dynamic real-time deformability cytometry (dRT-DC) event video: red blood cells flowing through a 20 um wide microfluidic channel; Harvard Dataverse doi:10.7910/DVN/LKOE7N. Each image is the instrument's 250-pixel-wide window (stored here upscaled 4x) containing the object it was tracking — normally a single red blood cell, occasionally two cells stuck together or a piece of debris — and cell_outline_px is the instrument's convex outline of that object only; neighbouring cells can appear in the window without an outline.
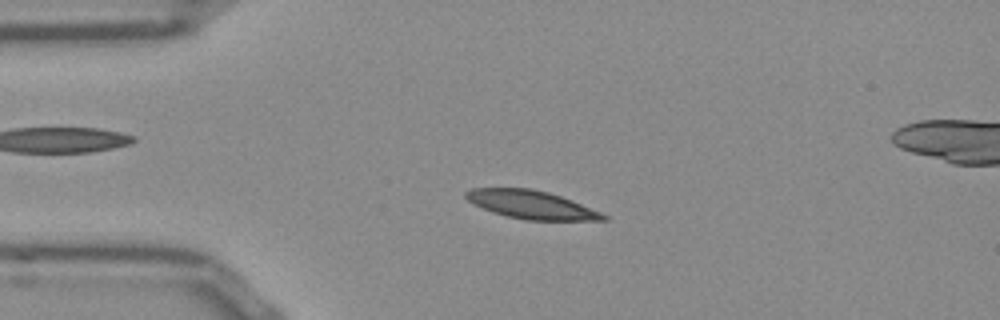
{"species": "Egyptian fruit bat (a non-hibernating species)", "species_latin": "Rousettus aegyptiacus", "temperature_condition": "room temperature", "stored_images_in_passage": 53, "camera_frame_rate_fps": 3000, "um_per_image_px": 0.085, "frame": {"image": 1, "passage_image": 11, "time_ms": 3.333, "image_size_px": [1000, 320], "cell_outline_px": [[608, 220], [524, 220], [492, 212], [472, 204], [464, 196], [464, 192], [472, 188], [532, 188], [548, 192], [572, 200], [600, 212], [608, 216]], "centroid_in_image_um": [45.13, 17.39], "position_along_channel_um": 39.9, "area_um2": 22.6}}
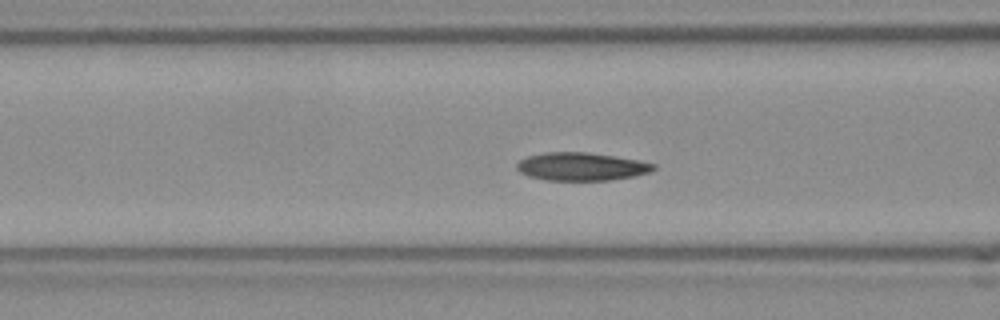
{"frame": {"image": 2, "passage_image": 19, "time_ms": 6.0, "image_size_px": [1000, 320], "cell_outline_px": [[656, 168], [652, 172], [632, 176], [608, 180], [544, 180], [528, 176], [520, 172], [516, 168], [516, 164], [520, 160], [528, 156], [544, 152], [588, 152], [636, 160], [656, 164]], "centroid_in_image_um": [49.39, 14.16], "position_along_channel_um": 117.2, "area_um2": 22.25}}
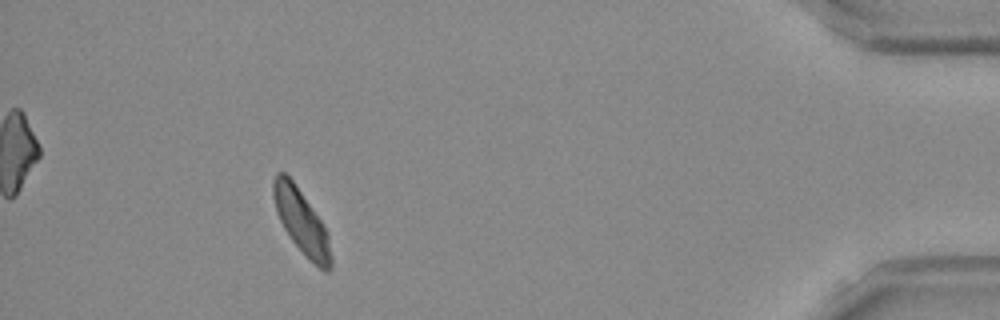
{"frame": {"image": 3, "passage_image": 47, "time_ms": 15.333, "image_size_px": [1000, 320], "cell_outline_px": [[332, 268], [328, 272], [324, 272], [292, 240], [284, 228], [276, 212], [272, 196], [272, 180], [276, 172], [284, 172], [292, 180], [320, 220], [328, 232], [332, 256]], "centroid_in_image_um": [25.61, 18.82], "position_along_channel_um": 409.6, "area_um2": 21.21}, "authors_computed_cell_mechanics": {"area_um2": 22.1374, "velocity_mm_per_s": 3.7971, "shape_relaxation_time_tau1_ms": 4.5691, "shape_relaxation_time_tau2_ms": 2.4379, "deformation_change_tau1": 0.1185, "deformation_change_tau2": 0.0622}}